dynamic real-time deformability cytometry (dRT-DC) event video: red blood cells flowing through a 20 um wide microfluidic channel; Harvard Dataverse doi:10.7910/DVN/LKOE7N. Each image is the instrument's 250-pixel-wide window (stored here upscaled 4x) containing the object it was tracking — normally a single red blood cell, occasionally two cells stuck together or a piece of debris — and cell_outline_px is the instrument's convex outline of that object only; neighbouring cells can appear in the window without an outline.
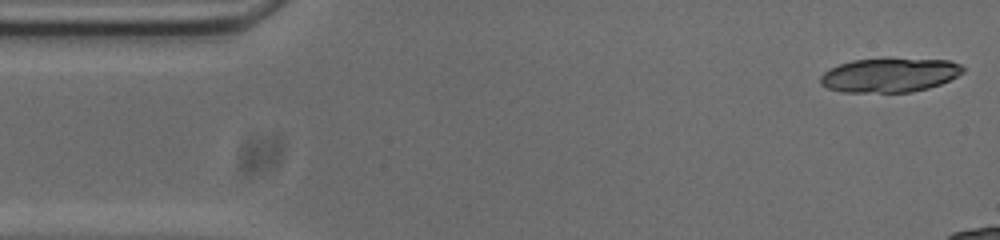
{"species": "common noctule bat (a hibernating species)", "species_latin": "Nyctalus noctula", "temperature_condition": "cold", "stored_images_in_passage": 12, "camera_frame_rate_fps": 3000, "um_per_image_px": 0.085, "animal": {"sex": "male", "body_mass_g": 20.0, "forearm_length_mm": 53.3}, "frame": {"image": 1, "passage_image": 1, "time_ms": 0.0, "image_size_px": [1000, 240], "cell_outline_px": [[964, 72], [940, 84], [928, 88], [912, 92], [840, 92], [828, 88], [820, 84], [820, 76], [828, 68], [852, 60], [884, 56], [888, 56], [948, 60], [960, 64], [964, 68]], "centroid_in_image_um": [75.6, 6.34], "position_along_channel_um": 9.4, "area_um2": 29.3}}